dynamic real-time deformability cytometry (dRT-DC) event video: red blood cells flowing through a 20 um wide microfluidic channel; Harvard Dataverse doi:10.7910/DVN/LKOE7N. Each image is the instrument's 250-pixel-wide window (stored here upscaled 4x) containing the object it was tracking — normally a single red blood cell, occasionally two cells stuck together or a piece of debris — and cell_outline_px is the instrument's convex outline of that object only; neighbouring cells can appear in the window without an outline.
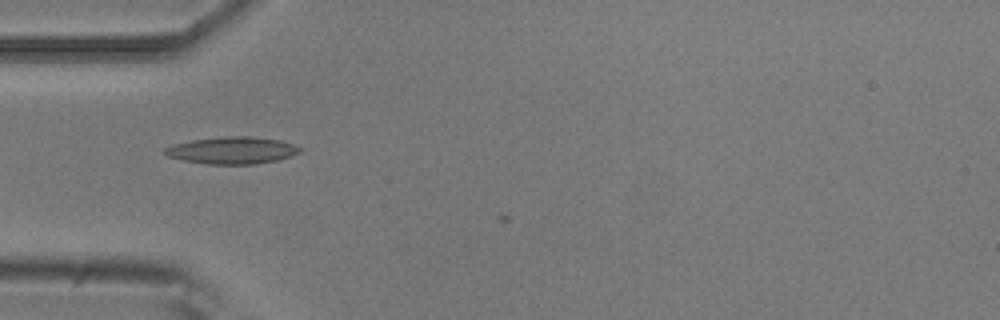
{"species": "common noctule bat (a hibernating species)", "species_latin": "Nyctalus noctula", "temperature_condition": "room temperature", "stored_images_in_passage": 2, "camera_frame_rate_fps": 3000, "um_per_image_px": 0.085, "animal": {"sex": "male", "body_mass_g": 20.5, "forearm_length_mm": 52.5}, "frame": {"image": 1, "passage_image": 2, "time_ms": 0.333, "image_size_px": [1000, 320], "cell_outline_px": [[304, 148], [300, 152], [292, 156], [276, 160], [256, 164], [208, 164], [184, 160], [168, 156], [164, 152], [164, 148], [172, 144], [192, 140], [224, 136], [252, 136], [280, 140]], "centroid_in_image_um": [19.76, 12.77], "position_along_channel_um": 65.2, "area_um2": 21.33}}